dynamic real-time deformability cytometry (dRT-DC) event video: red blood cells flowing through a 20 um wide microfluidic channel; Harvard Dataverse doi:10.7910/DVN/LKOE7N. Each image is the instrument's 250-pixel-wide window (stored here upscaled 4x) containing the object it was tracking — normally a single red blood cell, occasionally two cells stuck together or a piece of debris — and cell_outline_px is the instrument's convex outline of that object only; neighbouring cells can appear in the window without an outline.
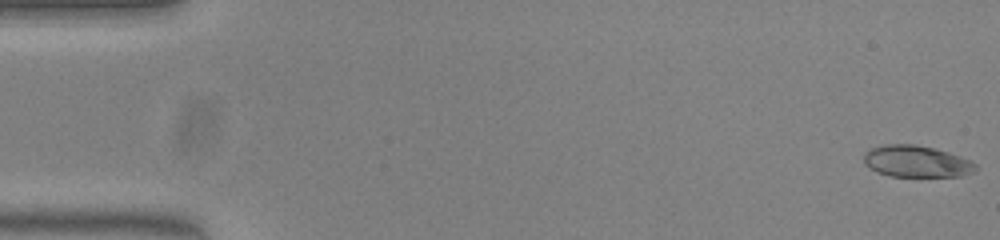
{"species": "common noctule bat (a hibernating species)", "species_latin": "Nyctalus noctula", "temperature_condition": "warm", "stored_images_in_passage": 30, "camera_frame_rate_fps": 3000, "um_per_image_px": 0.085, "animal": {"sex": "female", "body_mass_g": 23.0, "forearm_length_mm": 53.4}, "frame": {"image": 1, "passage_image": 1, "time_ms": 0.0, "image_size_px": [1000, 240], "cell_outline_px": [[976, 168], [972, 172], [960, 176], [888, 176], [876, 172], [868, 168], [864, 164], [864, 152], [872, 148], [888, 144], [916, 144], [948, 152], [972, 160], [976, 164]], "centroid_in_image_um": [77.87, 13.72], "position_along_channel_um": 7.1, "area_um2": 20.63}}
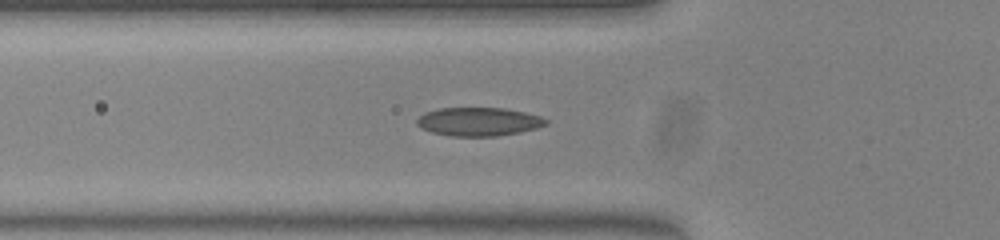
{"frame": {"image": 2, "passage_image": 18, "time_ms": 5.667, "image_size_px": [1000, 240], "cell_outline_px": [[548, 124], [536, 128], [520, 132], [496, 136], [448, 136], [432, 132], [420, 128], [416, 124], [416, 120], [424, 112], [440, 108], [504, 108], [524, 112], [540, 116], [548, 120]], "centroid_in_image_um": [40.66, 10.34], "position_along_channel_um": 85.1, "area_um2": 21.5}}
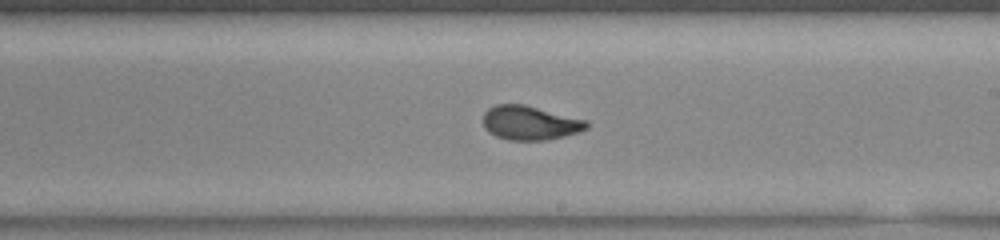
{"frame": {"image": 3, "passage_image": 30, "time_ms": 9.667, "image_size_px": [1000, 240], "cell_outline_px": [[588, 128], [564, 136], [548, 140], [508, 140], [496, 136], [488, 132], [484, 128], [484, 112], [488, 108], [496, 104], [524, 104], [588, 120]], "centroid_in_image_um": [45.04, 10.44], "position_along_channel_um": 244.0, "area_um2": 20.63}}